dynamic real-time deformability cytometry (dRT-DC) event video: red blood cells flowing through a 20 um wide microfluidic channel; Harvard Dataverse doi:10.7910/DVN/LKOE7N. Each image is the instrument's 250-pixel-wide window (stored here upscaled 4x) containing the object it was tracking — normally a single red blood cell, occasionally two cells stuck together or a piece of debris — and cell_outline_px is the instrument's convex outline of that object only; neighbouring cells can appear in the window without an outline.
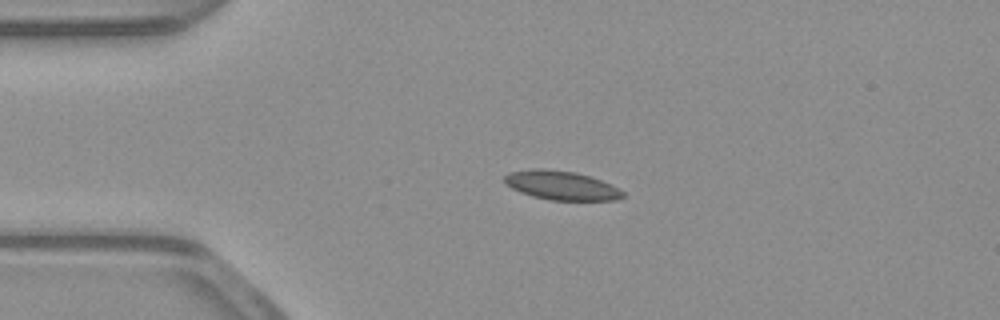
{"species": "common noctule bat (a hibernating species)", "species_latin": "Nyctalus noctula", "temperature_condition": "warm", "stored_images_in_passage": 42, "camera_frame_rate_fps": 3000, "um_per_image_px": 0.085, "animal": {"sex": "male", "body_mass_g": 23.1, "forearm_length_mm": 52.7}, "frame": {"image": 1, "passage_image": 1, "time_ms": 0.0, "image_size_px": [1000, 320], "cell_outline_px": [[624, 196], [616, 200], [548, 200], [532, 196], [520, 192], [512, 188], [504, 180], [504, 176], [508, 172], [532, 168], [544, 168], [576, 172], [600, 180], [624, 192]], "centroid_in_image_um": [47.67, 15.75], "position_along_channel_um": 37.3, "area_um2": 19.88}}
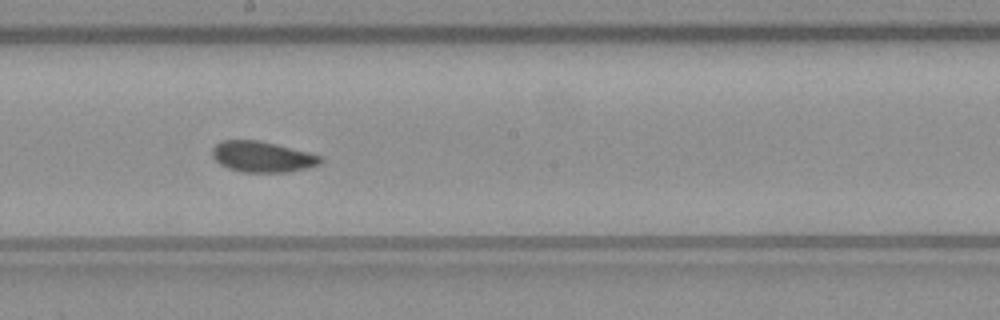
{"frame": {"image": 2, "passage_image": 18, "time_ms": 5.667, "image_size_px": [1000, 320], "cell_outline_px": [[324, 160], [320, 164], [308, 168], [288, 172], [244, 172], [228, 168], [220, 164], [212, 156], [212, 148], [220, 140], [260, 140], [308, 152], [320, 156]], "centroid_in_image_um": [22.29, 13.32], "position_along_channel_um": 225.9, "area_um2": 19.48}}
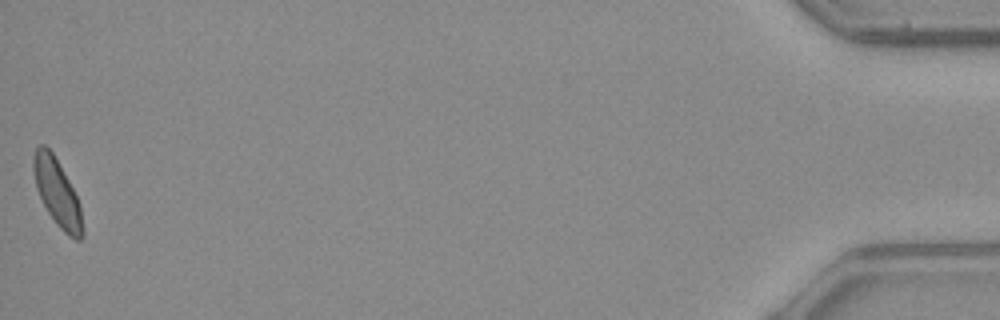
{"frame": {"image": 3, "passage_image": 42, "time_ms": 13.667, "image_size_px": [1000, 320], "cell_outline_px": [[84, 236], [80, 240], [76, 240], [68, 236], [56, 224], [48, 212], [36, 188], [32, 168], [32, 160], [36, 148], [40, 144], [44, 144], [52, 152], [68, 180], [80, 204], [84, 232]], "centroid_in_image_um": [4.86, 16.41], "position_along_channel_um": 430.3, "area_um2": 19.07}, "authors_computed_cell_mechanics": {"area_um2": 19.5075, "velocity_mm_per_s": 3.8875, "shape_relaxation_time_tau1_ms": null, "shape_relaxation_time_tau2_ms": 8.0679, "deformation_change_tau1": null, "deformation_change_tau2": 0.1272}}